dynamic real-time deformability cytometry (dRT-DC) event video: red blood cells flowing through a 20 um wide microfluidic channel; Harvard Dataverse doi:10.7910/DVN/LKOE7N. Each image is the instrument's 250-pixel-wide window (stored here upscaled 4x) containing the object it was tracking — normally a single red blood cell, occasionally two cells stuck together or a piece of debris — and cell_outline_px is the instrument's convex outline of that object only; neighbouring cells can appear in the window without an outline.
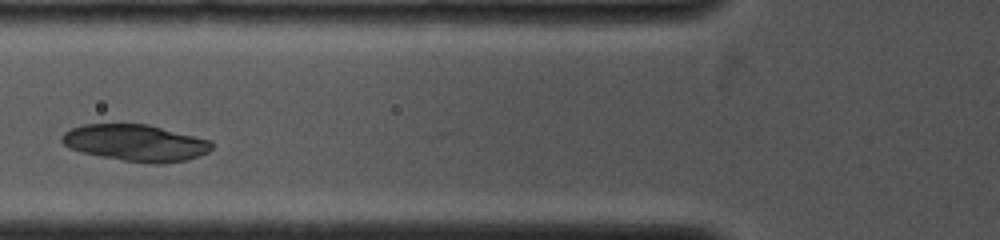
{"species": "common noctule bat (a hibernating species)", "species_latin": "Nyctalus noctula", "temperature_condition": "cold", "stored_images_in_passage": 8, "camera_frame_rate_fps": 4000, "um_per_image_px": 0.085, "animal": {"sex": "female", "body_mass_g": 19.0, "forearm_length_mm": 53.3}, "frame": {"image": 1, "passage_image": 3, "time_ms": 2.0, "image_size_px": [1000, 240], "cell_outline_px": [[216, 144], [208, 152], [184, 160], [160, 164], [156, 164], [124, 160], [100, 156], [68, 148], [60, 140], [60, 136], [64, 132], [72, 128], [84, 124], [148, 124], [212, 140]], "centroid_in_image_um": [11.54, 12.13], "position_along_channel_um": 114.3, "area_um2": 31.96}}
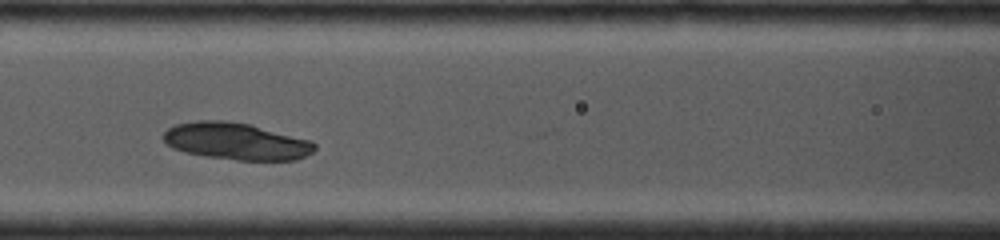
{"frame": {"image": 2, "passage_image": 4, "time_ms": 2.75, "image_size_px": [1000, 240], "cell_outline_px": [[316, 148], [312, 152], [296, 160], [236, 160], [208, 156], [184, 152], [172, 148], [164, 140], [164, 132], [168, 128], [176, 124], [196, 120], [224, 120], [252, 124], [312, 140], [316, 144]], "centroid_in_image_um": [20.1, 11.99], "position_along_channel_um": 146.5, "area_um2": 32.77}}